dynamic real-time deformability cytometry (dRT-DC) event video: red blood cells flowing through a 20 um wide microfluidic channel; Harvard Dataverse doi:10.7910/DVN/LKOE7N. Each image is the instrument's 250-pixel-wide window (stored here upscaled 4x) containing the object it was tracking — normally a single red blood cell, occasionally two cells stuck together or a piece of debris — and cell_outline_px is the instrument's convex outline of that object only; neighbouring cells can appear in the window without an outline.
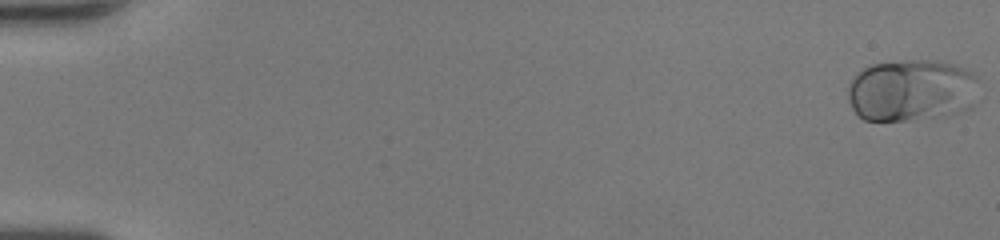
{"species": "human", "species_latin": "Homo sapiens", "temperature_condition": "room temperature", "stored_images_in_passage": 41, "camera_frame_rate_fps": 3000, "um_per_image_px": 0.085, "donor": {"sex": "female"}, "frame": {"image": 1, "passage_image": 1, "time_ms": 0.0, "image_size_px": [1000, 240], "cell_outline_px": [[976, 104], [972, 108], [960, 112], [944, 116], [908, 120], [864, 120], [852, 108], [848, 100], [848, 84], [852, 76], [856, 72], [872, 64], [904, 60], [940, 60], [956, 64], [972, 72], [976, 76]], "centroid_in_image_um": [77.49, 7.67], "position_along_channel_um": 7.5, "area_um2": 48.09}}
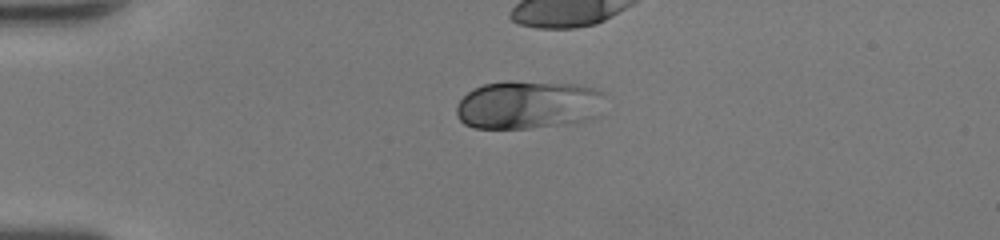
{"frame": {"image": 2, "passage_image": 14, "time_ms": 4.333, "image_size_px": [1000, 240], "cell_outline_px": [[604, 96], [600, 116], [584, 120], [532, 128], [472, 128], [464, 124], [456, 116], [456, 104], [468, 92], [484, 84], [504, 80], [508, 80], [580, 84], [596, 88], [604, 92]], "centroid_in_image_um": [44.91, 8.89], "position_along_channel_um": 40.1, "area_um2": 42.37}}